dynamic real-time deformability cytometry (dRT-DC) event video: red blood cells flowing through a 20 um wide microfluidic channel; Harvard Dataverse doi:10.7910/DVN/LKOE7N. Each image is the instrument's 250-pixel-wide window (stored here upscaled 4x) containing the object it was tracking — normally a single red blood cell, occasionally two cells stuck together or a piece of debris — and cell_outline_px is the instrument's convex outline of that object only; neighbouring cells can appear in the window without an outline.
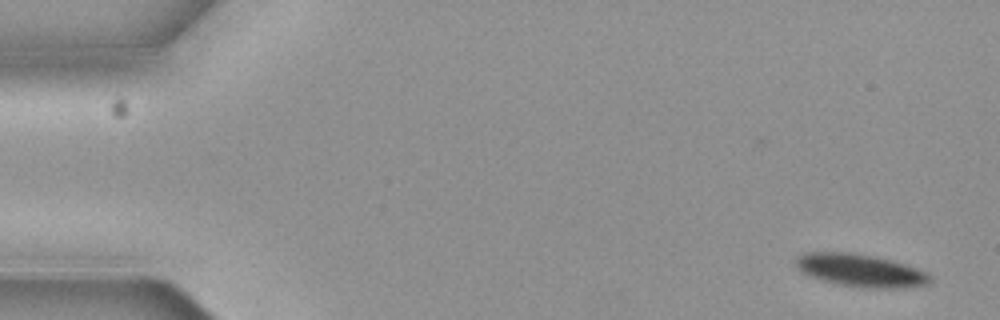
{"species": "common noctule bat (a hibernating species)", "species_latin": "Nyctalus noctula", "temperature_condition": "cold", "stored_images_in_passage": 6, "camera_frame_rate_fps": 3000, "um_per_image_px": 0.085, "animal": {"sex": "female", "body_mass_g": 19.3, "forearm_length_mm": 54.1}, "frame": {"image": 1, "passage_image": 1, "time_ms": 0.0, "image_size_px": [1000, 320], "cell_outline_px": [[932, 284], [904, 288], [860, 288], [836, 284], [820, 280], [808, 276], [800, 272], [796, 268], [792, 260], [796, 256], [804, 252], [852, 252], [892, 260], [928, 272], [932, 276]], "centroid_in_image_um": [73.1, 22.99], "position_along_channel_um": 11.9, "area_um2": 26.36}}
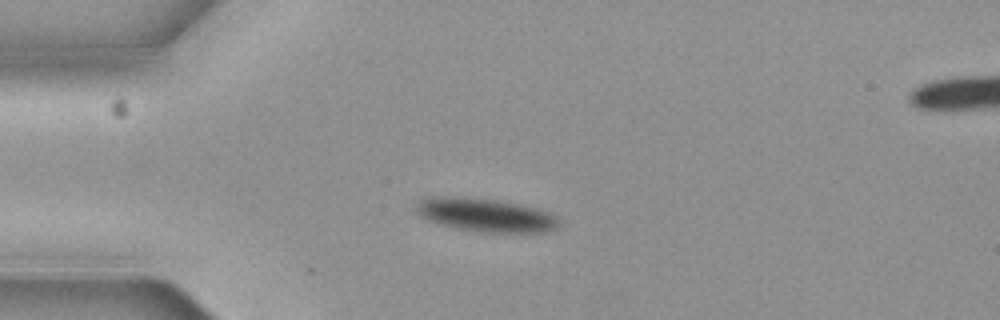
{"frame": {"image": 2, "passage_image": 4, "time_ms": 1.0, "image_size_px": [1000, 320], "cell_outline_px": [[560, 224], [556, 228], [548, 232], [480, 232], [456, 228], [436, 224], [420, 216], [416, 212], [416, 204], [420, 200], [432, 196], [448, 196], [496, 200], [520, 204], [548, 212], [556, 216], [560, 220]], "centroid_in_image_um": [41.26, 18.28], "position_along_channel_um": 43.7, "area_um2": 27.86}}
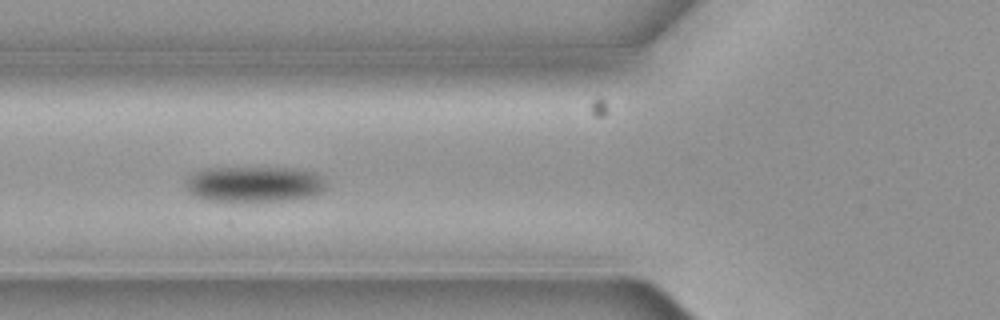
{"frame": {"image": 3, "passage_image": 6, "time_ms": 1.667, "image_size_px": [1000, 320], "cell_outline_px": [[328, 188], [316, 196], [288, 200], [208, 200], [196, 196], [188, 192], [184, 188], [184, 180], [192, 172], [204, 168], [300, 168], [316, 172], [328, 184]], "centroid_in_image_um": [21.64, 15.63], "position_along_channel_um": 104.2, "area_um2": 29.65}}